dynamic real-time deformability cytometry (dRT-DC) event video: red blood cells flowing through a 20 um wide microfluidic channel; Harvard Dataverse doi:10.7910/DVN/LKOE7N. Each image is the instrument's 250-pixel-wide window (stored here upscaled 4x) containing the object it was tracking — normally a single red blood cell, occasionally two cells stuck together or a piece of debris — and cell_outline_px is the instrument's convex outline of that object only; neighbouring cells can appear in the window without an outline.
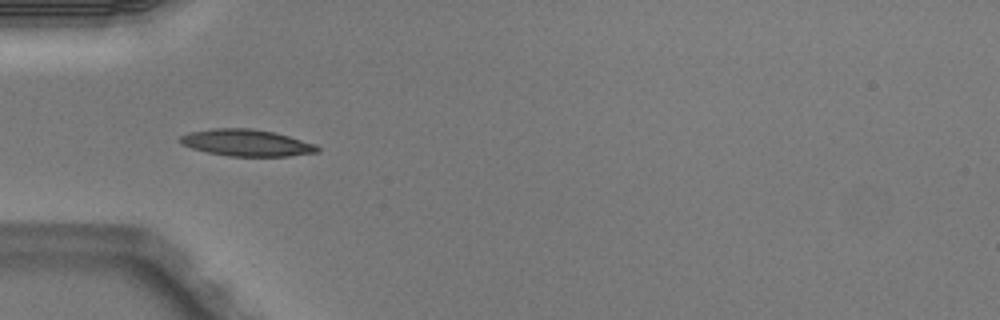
{"species": "Egyptian fruit bat (a non-hibernating species)", "species_latin": "Rousettus aegyptiacus", "temperature_condition": "warm", "stored_images_in_passage": 6, "camera_frame_rate_fps": 3000, "um_per_image_px": 0.085, "animal": {"sex": "male"}, "frame": {"image": 1, "passage_image": 4, "time_ms": 1.0, "image_size_px": [1000, 320], "cell_outline_px": [[320, 152], [288, 156], [228, 156], [208, 152], [192, 148], [180, 144], [180, 136], [188, 132], [212, 128], [252, 128], [276, 132], [316, 144], [320, 148]], "centroid_in_image_um": [20.97, 12.13], "position_along_channel_um": 64.0, "area_um2": 21.56}}
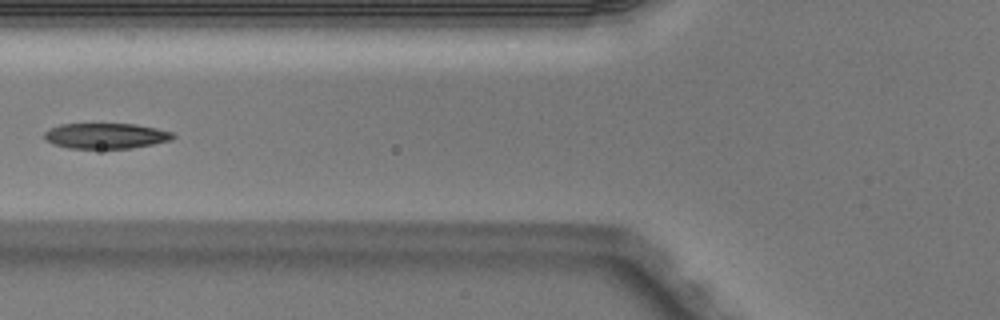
{"frame": {"image": 2, "passage_image": 5, "time_ms": 1.333, "image_size_px": [1000, 320], "cell_outline_px": [[176, 136], [172, 140], [132, 148], [68, 148], [52, 144], [44, 140], [44, 132], [60, 124], [136, 124], [156, 128], [172, 132]], "centroid_in_image_um": [8.99, 11.55], "position_along_channel_um": 116.8, "area_um2": 19.13}}
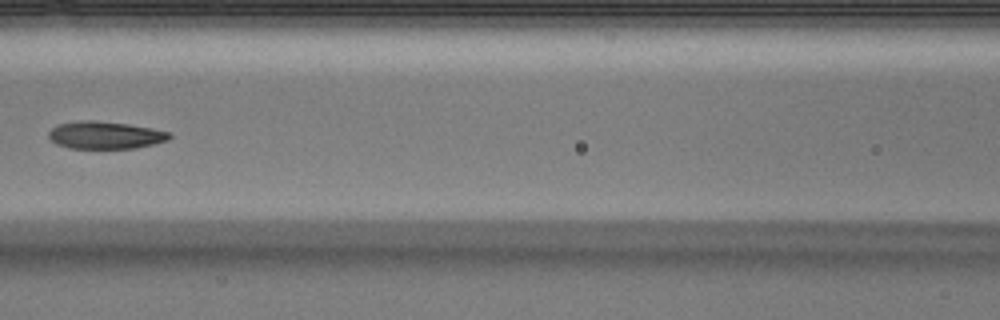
{"frame": {"image": 3, "passage_image": 6, "time_ms": 1.667, "image_size_px": [1000, 320], "cell_outline_px": [[172, 136], [168, 140], [136, 148], [68, 148], [56, 144], [48, 136], [48, 132], [56, 124], [84, 120], [92, 120], [128, 124], [152, 128], [168, 132]], "centroid_in_image_um": [8.91, 11.48], "position_along_channel_um": 157.7, "area_um2": 19.25}}